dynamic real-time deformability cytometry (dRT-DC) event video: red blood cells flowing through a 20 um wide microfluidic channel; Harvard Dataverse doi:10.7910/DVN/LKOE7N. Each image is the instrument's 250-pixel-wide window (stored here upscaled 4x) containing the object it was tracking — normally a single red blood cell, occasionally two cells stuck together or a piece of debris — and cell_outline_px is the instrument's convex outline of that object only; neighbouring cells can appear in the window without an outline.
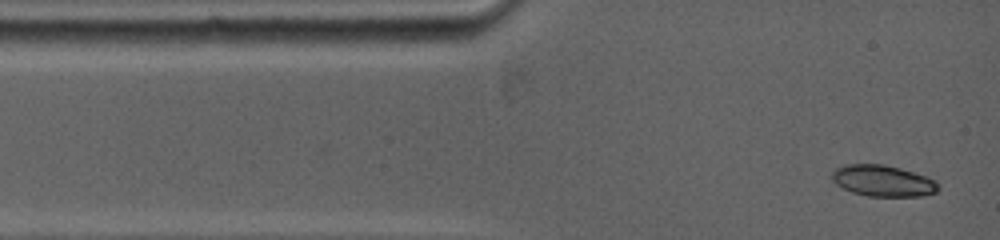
{"species": "common noctule bat (a hibernating species)", "species_latin": "Nyctalus noctula", "temperature_condition": "warm", "stored_images_in_passage": 5, "camera_frame_rate_fps": 5000, "um_per_image_px": 0.085, "animal": {"sex": "female", "body_mass_g": 19.0, "forearm_length_mm": 53.3}, "frame": {"image": 1, "passage_image": 1, "time_ms": 0.0, "image_size_px": [1000, 240], "cell_outline_px": [[936, 192], [924, 196], [868, 196], [852, 192], [836, 184], [832, 180], [832, 172], [836, 168], [848, 164], [880, 164], [900, 168], [924, 176], [932, 180], [936, 184]], "centroid_in_image_um": [74.99, 15.37], "position_along_channel_um": 10.0, "area_um2": 18.96}}
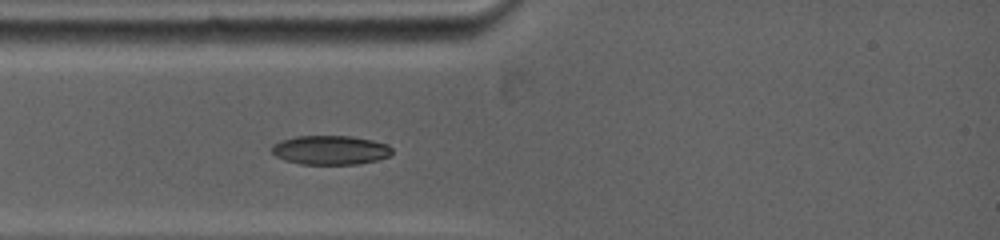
{"frame": {"image": 2, "passage_image": 5, "time_ms": 2.2, "image_size_px": [1000, 240], "cell_outline_px": [[392, 152], [388, 156], [376, 160], [360, 164], [300, 164], [284, 160], [276, 156], [272, 152], [272, 144], [280, 140], [296, 136], [352, 136], [372, 140], [384, 144], [392, 148]], "centroid_in_image_um": [28.04, 12.75], "position_along_channel_um": 57.0, "area_um2": 20.4}}